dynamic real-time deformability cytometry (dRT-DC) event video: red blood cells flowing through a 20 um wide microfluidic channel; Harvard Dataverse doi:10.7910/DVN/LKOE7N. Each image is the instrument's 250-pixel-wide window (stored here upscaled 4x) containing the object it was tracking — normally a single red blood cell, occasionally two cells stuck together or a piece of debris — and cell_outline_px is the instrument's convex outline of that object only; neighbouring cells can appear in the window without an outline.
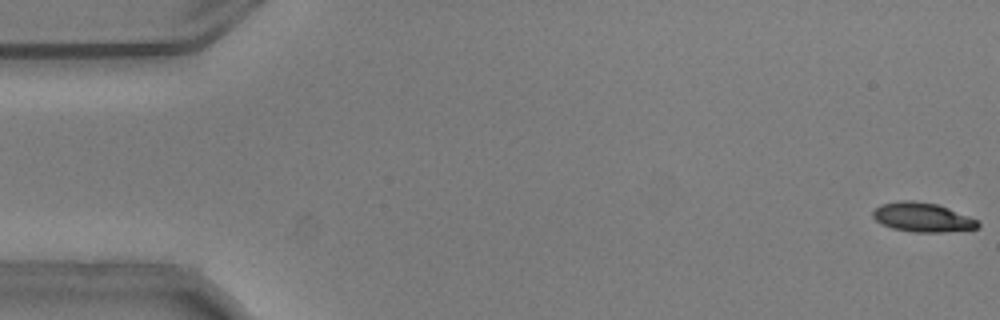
{"species": "common noctule bat (a hibernating species)", "species_latin": "Nyctalus noctula", "temperature_condition": "warm", "stored_images_in_passage": 54, "camera_frame_rate_fps": 3000, "um_per_image_px": 0.085, "animal": {"sex": "male", "body_mass_g": 20.5, "forearm_length_mm": 52.5}, "frame": {"image": 1, "passage_image": 1, "time_ms": 0.0, "image_size_px": [1000, 320], "cell_outline_px": [[980, 228], [944, 232], [912, 232], [892, 228], [880, 224], [872, 216], [872, 212], [880, 204], [900, 200], [912, 200], [936, 204], [948, 208], [968, 216], [976, 220], [980, 224]], "centroid_in_image_um": [78.37, 18.47], "position_along_channel_um": 6.6, "area_um2": 17.92}}
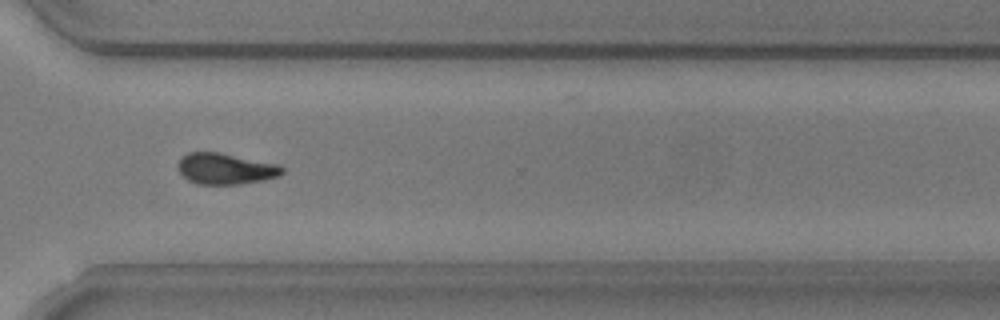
{"frame": {"image": 2, "passage_image": 40, "time_ms": 13.0, "image_size_px": [1000, 320], "cell_outline_px": [[284, 172], [280, 176], [264, 180], [240, 184], [200, 184], [188, 180], [180, 172], [176, 164], [188, 152], [220, 152], [276, 164], [284, 168]], "centroid_in_image_um": [19.18, 14.34], "position_along_channel_um": 351.4, "area_um2": 18.79}}
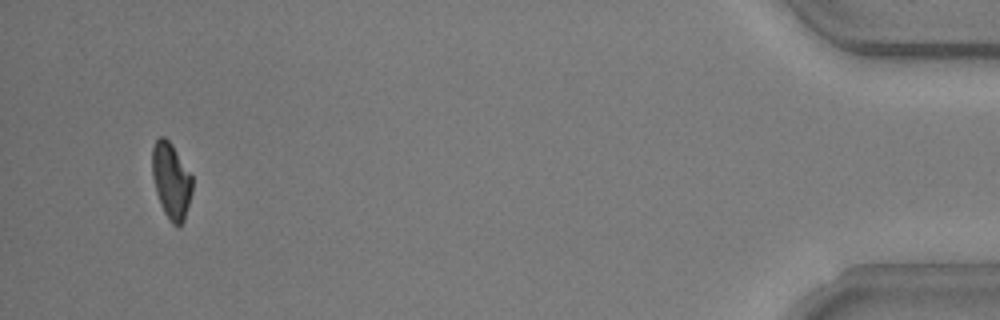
{"frame": {"image": 3, "passage_image": 52, "time_ms": 17.0, "image_size_px": [1000, 320], "cell_outline_px": [[192, 192], [184, 220], [176, 228], [168, 220], [160, 204], [156, 192], [152, 176], [152, 148], [156, 140], [160, 136], [164, 136], [172, 144], [192, 176]], "centroid_in_image_um": [14.54, 15.37], "position_along_channel_um": 420.7, "area_um2": 17.8}, "authors_computed_cell_mechanics": {"area_um2": 18.785, "velocity_mm_per_s": 3.745, "shape_relaxation_time_tau1_ms": 3.534, "shape_relaxation_time_tau2_ms": 4.8692, "deformation_change_tau1": 0.1499, "deformation_change_tau2": 0.1131}}